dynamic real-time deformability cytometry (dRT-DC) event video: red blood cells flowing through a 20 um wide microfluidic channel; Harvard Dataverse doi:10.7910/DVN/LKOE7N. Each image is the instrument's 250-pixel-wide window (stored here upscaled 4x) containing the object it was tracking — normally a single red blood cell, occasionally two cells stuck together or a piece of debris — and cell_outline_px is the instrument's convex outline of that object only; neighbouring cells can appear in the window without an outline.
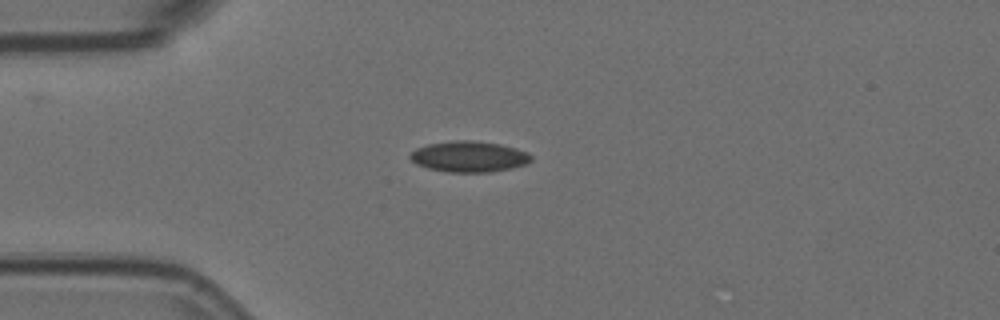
{"species": "Egyptian fruit bat (a non-hibernating species)", "species_latin": "Rousettus aegyptiacus", "temperature_condition": "room temperature", "stored_images_in_passage": 5, "camera_frame_rate_fps": 3000, "um_per_image_px": 0.085, "animal": {"sex": "female"}, "frame": {"image": 1, "passage_image": 1, "time_ms": 0.0, "image_size_px": [1000, 320], "cell_outline_px": [[532, 160], [528, 164], [512, 168], [488, 172], [448, 172], [428, 168], [416, 164], [408, 156], [416, 148], [428, 144], [456, 140], [472, 140], [500, 144], [516, 148], [528, 152], [532, 156]], "centroid_in_image_um": [39.89, 13.31], "position_along_channel_um": 45.1, "area_um2": 21.85}}
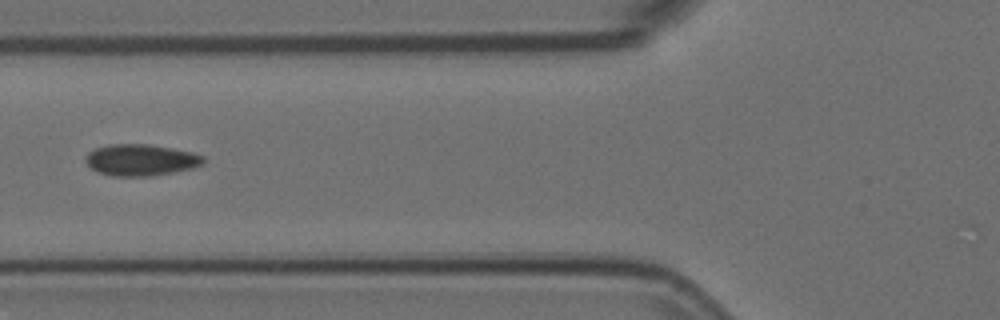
{"frame": {"image": 2, "passage_image": 3, "time_ms": 0.667, "image_size_px": [1000, 320], "cell_outline_px": [[204, 164], [192, 168], [152, 176], [112, 176], [96, 172], [84, 160], [84, 156], [88, 152], [96, 148], [108, 144], [148, 144], [172, 148], [192, 152], [204, 156]], "centroid_in_image_um": [11.95, 13.59], "position_along_channel_um": 113.9, "area_um2": 21.73}}
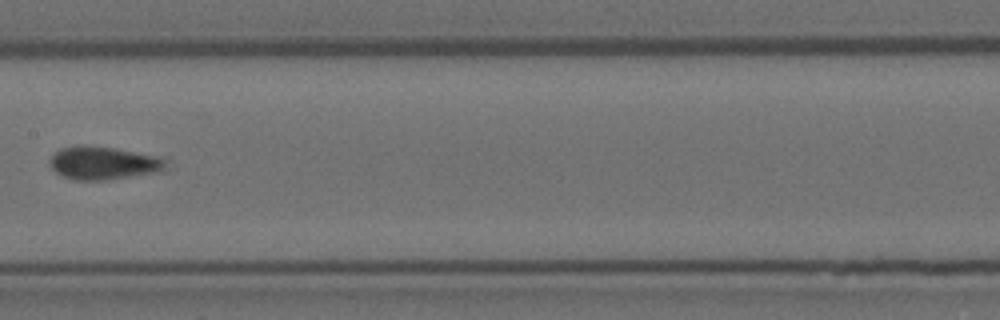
{"frame": {"image": 3, "passage_image": 5, "time_ms": 1.333, "image_size_px": [1000, 320], "cell_outline_px": [[164, 164], [160, 172], [104, 180], [76, 180], [64, 176], [56, 172], [52, 168], [52, 156], [60, 148], [80, 144], [116, 148], [156, 156], [164, 160]], "centroid_in_image_um": [8.76, 13.85], "position_along_channel_um": 198.6, "area_um2": 21.96}}